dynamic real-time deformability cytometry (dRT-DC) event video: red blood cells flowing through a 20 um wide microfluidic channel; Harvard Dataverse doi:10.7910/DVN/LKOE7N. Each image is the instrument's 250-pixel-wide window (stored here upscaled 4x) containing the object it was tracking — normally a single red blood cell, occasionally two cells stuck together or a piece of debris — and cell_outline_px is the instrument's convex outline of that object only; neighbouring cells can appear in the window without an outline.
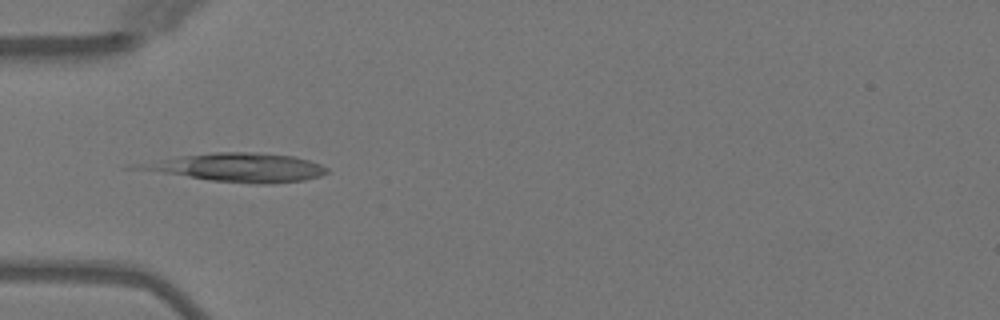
{"species": "Egyptian fruit bat (a non-hibernating species)", "species_latin": "Rousettus aegyptiacus", "temperature_condition": "warm", "stored_images_in_passage": 1, "camera_frame_rate_fps": 3000, "um_per_image_px": 0.085, "animal": {"sex": "female"}, "frame": {"image": 1, "passage_image": 1, "time_ms": 0.0, "image_size_px": [1000, 320], "cell_outline_px": [[328, 172], [320, 176], [304, 180], [272, 184], [256, 184], [212, 180], [124, 168], [132, 164], [180, 156], [212, 152], [256, 152], [292, 156], [308, 160], [320, 164], [328, 168]], "centroid_in_image_um": [20.13, 14.23], "position_along_channel_um": 64.9, "area_um2": 31.5}}